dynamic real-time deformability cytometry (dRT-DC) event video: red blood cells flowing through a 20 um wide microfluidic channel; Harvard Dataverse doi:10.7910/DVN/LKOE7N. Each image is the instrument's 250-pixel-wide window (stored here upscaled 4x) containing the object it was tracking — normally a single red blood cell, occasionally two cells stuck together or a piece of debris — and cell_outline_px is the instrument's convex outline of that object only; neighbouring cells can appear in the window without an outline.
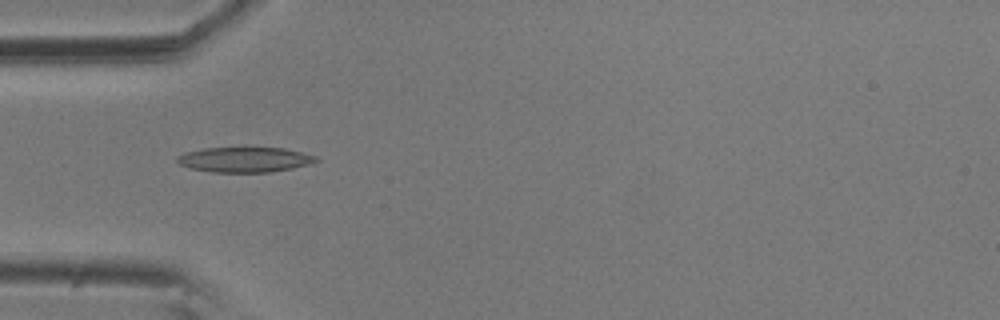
{"species": "common noctule bat (a hibernating species)", "species_latin": "Nyctalus noctula", "temperature_condition": "room temperature", "stored_images_in_passage": 2, "camera_frame_rate_fps": 3000, "um_per_image_px": 0.085, "animal": {"sex": "male", "body_mass_g": 20.5, "forearm_length_mm": 52.5}, "frame": {"image": 1, "passage_image": 1, "time_ms": 0.0, "image_size_px": [1000, 320], "cell_outline_px": [[320, 160], [308, 164], [292, 168], [268, 172], [212, 172], [192, 168], [180, 164], [176, 160], [176, 156], [184, 152], [204, 148], [244, 144], [284, 148], [316, 156]], "centroid_in_image_um": [20.77, 13.5], "position_along_channel_um": 64.2, "area_um2": 21.27}}
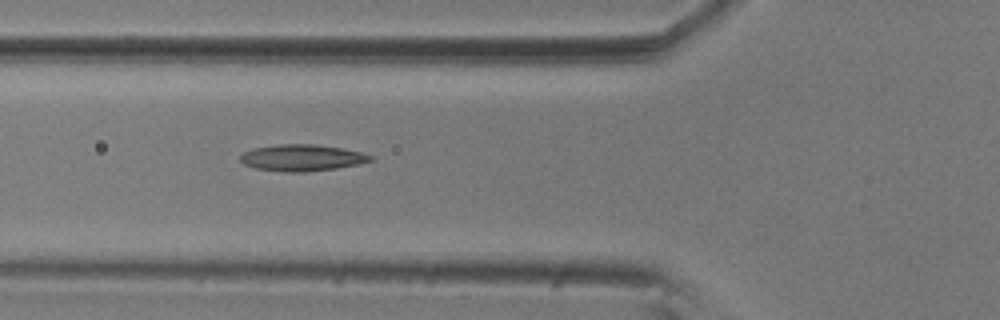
{"frame": {"image": 2, "passage_image": 2, "time_ms": 0.333, "image_size_px": [1000, 320], "cell_outline_px": [[372, 160], [360, 164], [336, 168], [304, 172], [284, 172], [256, 168], [244, 164], [240, 160], [240, 156], [244, 152], [252, 148], [276, 144], [316, 144], [340, 148], [360, 152], [372, 156]], "centroid_in_image_um": [25.64, 13.4], "position_along_channel_um": 100.2, "area_um2": 20.06}}